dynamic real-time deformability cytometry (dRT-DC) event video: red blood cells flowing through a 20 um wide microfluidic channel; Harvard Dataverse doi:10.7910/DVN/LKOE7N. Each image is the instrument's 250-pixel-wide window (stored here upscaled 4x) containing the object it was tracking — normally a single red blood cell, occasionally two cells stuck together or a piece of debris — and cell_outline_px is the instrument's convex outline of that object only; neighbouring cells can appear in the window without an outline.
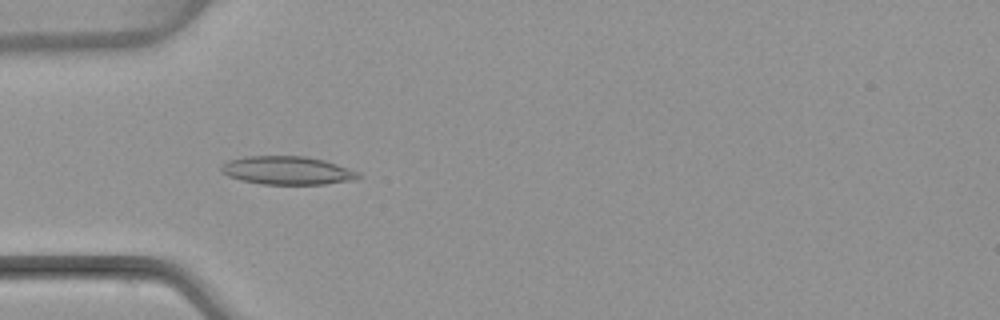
{"species": "common noctule bat (a hibernating species)", "species_latin": "Nyctalus noctula", "temperature_condition": "warm", "stored_images_in_passage": 5, "camera_frame_rate_fps": 3000, "um_per_image_px": 0.085, "animal": {"sex": "female", "body_mass_g": 22.7, "forearm_length_mm": 54.2}, "frame": {"image": 1, "passage_image": 4, "time_ms": 4.333, "image_size_px": [1000, 320], "cell_outline_px": [[364, 176], [356, 180], [324, 184], [260, 184], [240, 180], [228, 176], [220, 172], [220, 164], [228, 160], [244, 156], [304, 156], [324, 160], [360, 172]], "centroid_in_image_um": [24.41, 14.49], "position_along_channel_um": 60.6, "area_um2": 22.95}}
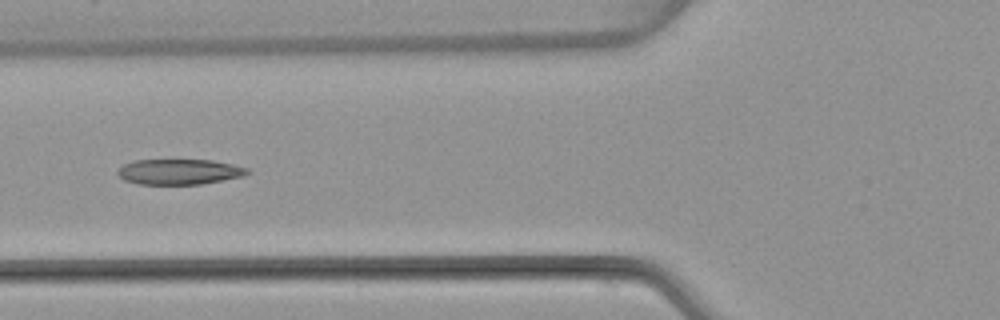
{"frame": {"image": 2, "passage_image": 5, "time_ms": 5.667, "image_size_px": [1000, 320], "cell_outline_px": [[252, 172], [244, 176], [200, 184], [140, 184], [124, 180], [116, 172], [124, 164], [132, 160], [212, 160], [232, 164], [248, 168]], "centroid_in_image_um": [15.26, 14.59], "position_along_channel_um": 110.5, "area_um2": 19.19}}